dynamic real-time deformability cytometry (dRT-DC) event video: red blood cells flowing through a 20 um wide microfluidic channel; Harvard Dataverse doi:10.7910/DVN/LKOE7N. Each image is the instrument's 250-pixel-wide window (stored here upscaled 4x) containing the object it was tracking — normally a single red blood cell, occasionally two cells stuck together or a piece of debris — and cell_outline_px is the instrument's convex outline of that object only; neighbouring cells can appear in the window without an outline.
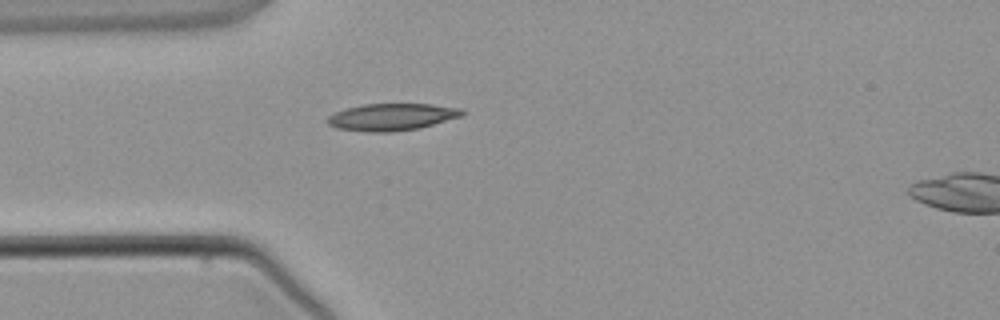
{"species": "common noctule bat (a hibernating species)", "species_latin": "Nyctalus noctula", "temperature_condition": "warm", "stored_images_in_passage": 1, "camera_frame_rate_fps": 3000, "um_per_image_px": 0.085, "animal": {"sex": "male", "body_mass_g": 21.5, "forearm_length_mm": 52.0}, "frame": {"image": 1, "passage_image": 1, "time_ms": 0.0, "image_size_px": [1000, 320], "cell_outline_px": [[464, 112], [460, 116], [420, 128], [392, 132], [364, 132], [336, 128], [328, 124], [328, 116], [336, 112], [348, 108], [364, 104], [432, 104], [460, 108]], "centroid_in_image_um": [33.28, 9.95], "position_along_channel_um": 51.7, "area_um2": 21.04}}